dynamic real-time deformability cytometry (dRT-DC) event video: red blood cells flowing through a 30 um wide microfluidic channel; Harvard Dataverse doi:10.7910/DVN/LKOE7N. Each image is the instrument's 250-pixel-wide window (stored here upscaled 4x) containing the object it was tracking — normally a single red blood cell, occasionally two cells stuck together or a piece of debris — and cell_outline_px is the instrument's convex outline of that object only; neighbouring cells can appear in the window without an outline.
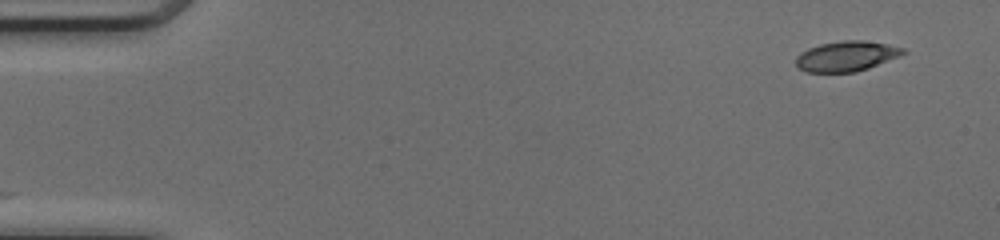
{"species": "common noctule bat (a hibernating species)", "species_latin": "Nyctalus noctula", "temperature_condition": "cold", "stored_images_in_passage": 47, "camera_frame_rate_fps": 3000, "um_per_image_px": 0.085, "animal": {"sex": "female", "body_mass_g": 17.0, "forearm_length_mm": 48.0}, "frame": {"image": 1, "passage_image": 1, "time_ms": 0.0, "image_size_px": [1000, 240], "cell_outline_px": [[908, 52], [868, 68], [856, 72], [808, 72], [800, 68], [796, 64], [796, 56], [800, 52], [808, 48], [820, 44], [840, 40], [864, 40], [888, 44], [904, 48]], "centroid_in_image_um": [71.94, 4.76], "position_along_channel_um": 13.1, "area_um2": 18.84}}
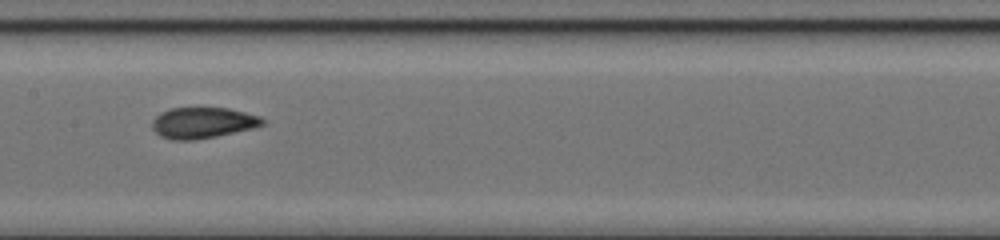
{"frame": {"image": 2, "passage_image": 23, "time_ms": 7.333, "image_size_px": [1000, 240], "cell_outline_px": [[264, 124], [252, 128], [216, 136], [192, 140], [172, 140], [160, 136], [152, 128], [152, 120], [160, 112], [172, 108], [228, 108], [260, 116], [264, 120]], "centroid_in_image_um": [17.2, 10.43], "position_along_channel_um": 190.2, "area_um2": 19.77}}
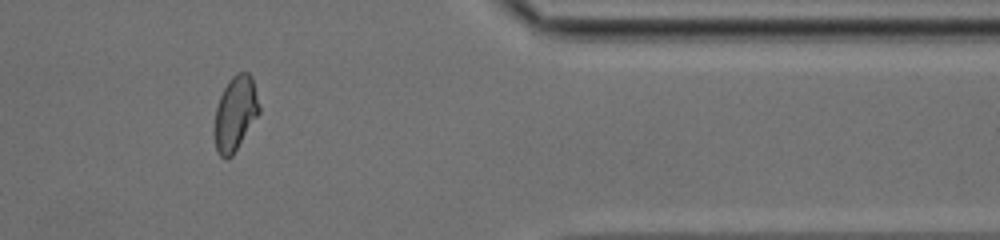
{"frame": {"image": 3, "passage_image": 39, "time_ms": 12.667, "image_size_px": [1000, 240], "cell_outline_px": [[260, 112], [232, 156], [228, 160], [224, 160], [216, 152], [212, 132], [216, 108], [220, 96], [228, 80], [236, 72], [248, 72], [252, 76], [260, 108]], "centroid_in_image_um": [19.96, 9.68], "position_along_channel_um": 391.4, "area_um2": 19.83}, "authors_computed_cell_mechanics": {"area_um2": 19.7676, "velocity_mm_per_s": 4.2035, "shape_relaxation_time_tau1_ms": null, "shape_relaxation_time_tau2_ms": 1.0083, "deformation_change_tau1": null, "deformation_change_tau2": 0.0543}}